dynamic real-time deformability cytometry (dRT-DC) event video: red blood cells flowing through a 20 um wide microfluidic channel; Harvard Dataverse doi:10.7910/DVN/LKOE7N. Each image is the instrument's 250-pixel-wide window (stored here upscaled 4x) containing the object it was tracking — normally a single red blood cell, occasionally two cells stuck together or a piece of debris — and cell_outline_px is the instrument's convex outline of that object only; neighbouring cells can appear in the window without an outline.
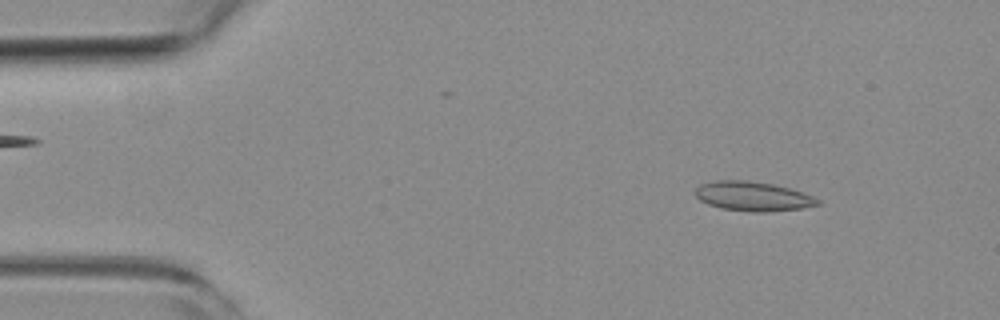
{"species": "common noctule bat (a hibernating species)", "species_latin": "Nyctalus noctula", "temperature_condition": "room temperature", "stored_images_in_passage": 52, "camera_frame_rate_fps": 3000, "um_per_image_px": 0.085, "animal": {"sex": "female", "body_mass_g": 19.3, "forearm_length_mm": 54.1}, "frame": {"image": 1, "passage_image": 6, "time_ms": 1.667, "image_size_px": [1000, 320], "cell_outline_px": [[820, 204], [800, 208], [768, 212], [752, 212], [720, 208], [708, 204], [700, 200], [696, 196], [696, 188], [700, 184], [716, 180], [748, 180], [772, 184], [788, 188], [812, 196], [820, 200]], "centroid_in_image_um": [63.96, 16.68], "position_along_channel_um": 21.0, "area_um2": 20.81}}
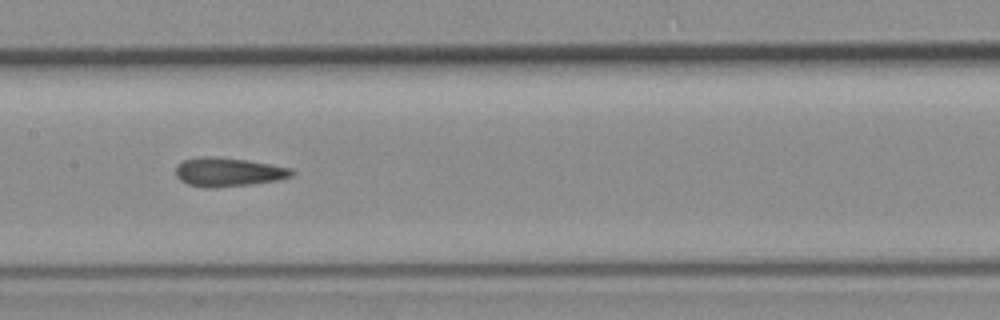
{"frame": {"image": 2, "passage_image": 25, "time_ms": 8.0, "image_size_px": [1000, 320], "cell_outline_px": [[296, 172], [292, 176], [280, 180], [216, 188], [204, 188], [188, 184], [180, 180], [176, 176], [176, 168], [184, 160], [200, 156], [212, 156], [244, 160], [292, 168]], "centroid_in_image_um": [19.41, 14.63], "position_along_channel_um": 188.0, "area_um2": 19.42}}
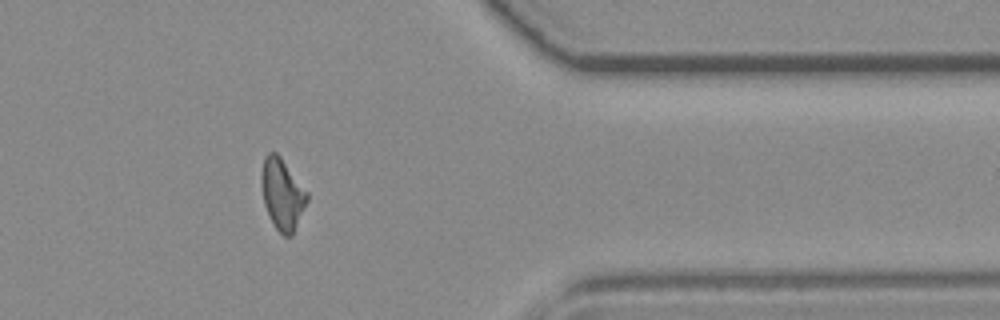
{"frame": {"image": 3, "passage_image": 42, "time_ms": 13.667, "image_size_px": [1000, 320], "cell_outline_px": [[308, 200], [292, 236], [284, 236], [276, 228], [264, 204], [260, 184], [260, 172], [264, 156], [268, 152], [276, 152], [280, 156], [308, 192]], "centroid_in_image_um": [23.98, 16.46], "position_along_channel_um": 387.4, "area_um2": 18.96}, "authors_computed_cell_mechanics": {"area_um2": 19.2763, "velocity_mm_per_s": 3.8793, "shape_relaxation_time_tau1_ms": null, "shape_relaxation_time_tau2_ms": 1.2814, "deformation_change_tau1": null, "deformation_change_tau2": 0.0794}}